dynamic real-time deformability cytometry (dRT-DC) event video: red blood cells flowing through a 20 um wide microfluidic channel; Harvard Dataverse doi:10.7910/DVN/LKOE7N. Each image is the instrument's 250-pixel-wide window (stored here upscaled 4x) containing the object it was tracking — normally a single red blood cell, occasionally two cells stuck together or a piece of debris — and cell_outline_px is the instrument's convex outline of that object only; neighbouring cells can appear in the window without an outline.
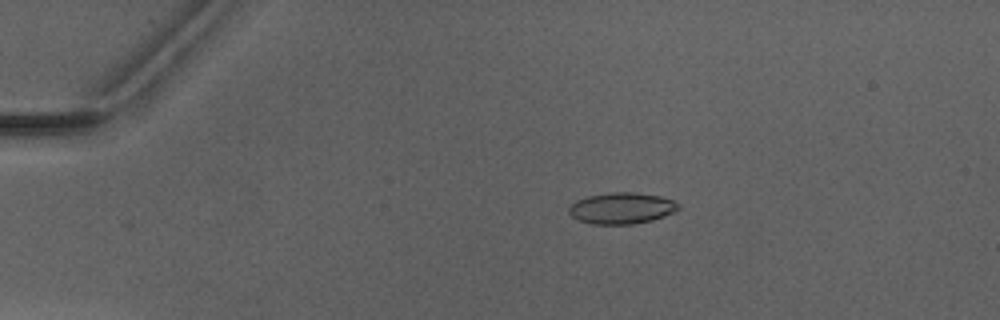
{"species": "Egyptian fruit bat (a non-hibernating species)", "species_latin": "Rousettus aegyptiacus", "temperature_condition": "warm", "stored_images_in_passage": 4, "camera_frame_rate_fps": 3000, "um_per_image_px": 0.085, "animal": {"sex": "male"}, "frame": {"image": 1, "passage_image": 2, "time_ms": 1.333, "image_size_px": [1000, 320], "cell_outline_px": [[680, 208], [676, 212], [652, 220], [632, 224], [592, 224], [580, 220], [572, 216], [568, 212], [568, 208], [576, 200], [588, 196], [612, 192], [636, 192], [660, 196], [672, 200], [680, 204]], "centroid_in_image_um": [52.87, 17.69], "position_along_channel_um": 32.1, "area_um2": 20.0}}
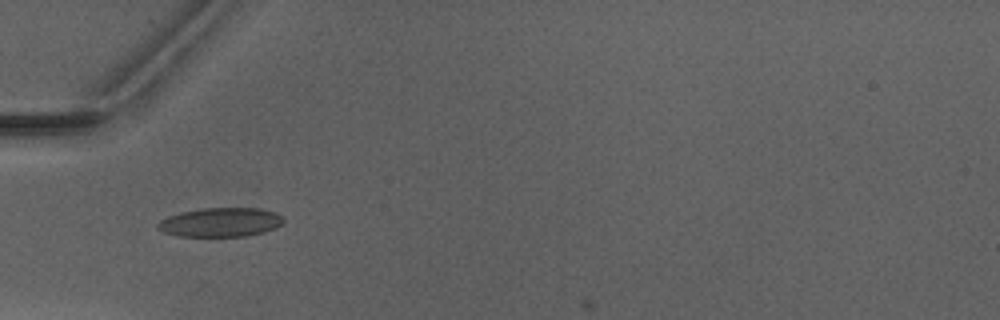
{"frame": {"image": 2, "passage_image": 4, "time_ms": 3.667, "image_size_px": [1000, 320], "cell_outline_px": [[284, 220], [276, 228], [264, 232], [248, 236], [176, 236], [164, 232], [156, 228], [156, 224], [160, 220], [168, 216], [180, 212], [200, 208], [260, 208], [276, 212], [284, 216]], "centroid_in_image_um": [18.75, 18.89], "position_along_channel_um": 66.3, "area_um2": 21.56}}